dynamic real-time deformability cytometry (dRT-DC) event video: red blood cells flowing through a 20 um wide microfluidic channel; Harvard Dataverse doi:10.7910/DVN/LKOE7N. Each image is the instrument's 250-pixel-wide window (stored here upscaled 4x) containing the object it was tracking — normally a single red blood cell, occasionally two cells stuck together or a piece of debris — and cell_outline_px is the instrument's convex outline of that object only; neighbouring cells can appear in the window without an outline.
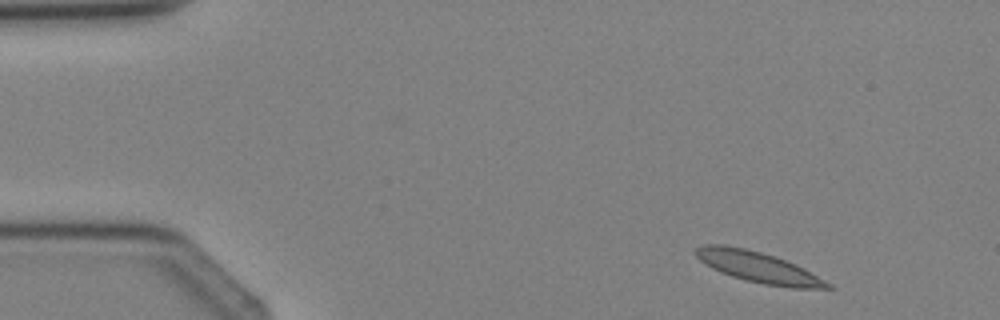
{"species": "Egyptian fruit bat (a non-hibernating species)", "species_latin": "Rousettus aegyptiacus", "temperature_condition": "cold", "stored_images_in_passage": 3, "camera_frame_rate_fps": 3000, "um_per_image_px": 0.085, "animal": {"sex": "female"}, "frame": {"image": 1, "passage_image": 1, "time_ms": 0.0, "image_size_px": [1000, 320], "cell_outline_px": [[836, 288], [792, 288], [764, 284], [744, 280], [720, 272], [712, 268], [700, 260], [692, 252], [700, 244], [724, 244], [744, 248], [760, 252], [796, 264], [804, 268], [832, 284]], "centroid_in_image_um": [64.42, 22.7], "position_along_channel_um": 20.6, "area_um2": 23.64}}